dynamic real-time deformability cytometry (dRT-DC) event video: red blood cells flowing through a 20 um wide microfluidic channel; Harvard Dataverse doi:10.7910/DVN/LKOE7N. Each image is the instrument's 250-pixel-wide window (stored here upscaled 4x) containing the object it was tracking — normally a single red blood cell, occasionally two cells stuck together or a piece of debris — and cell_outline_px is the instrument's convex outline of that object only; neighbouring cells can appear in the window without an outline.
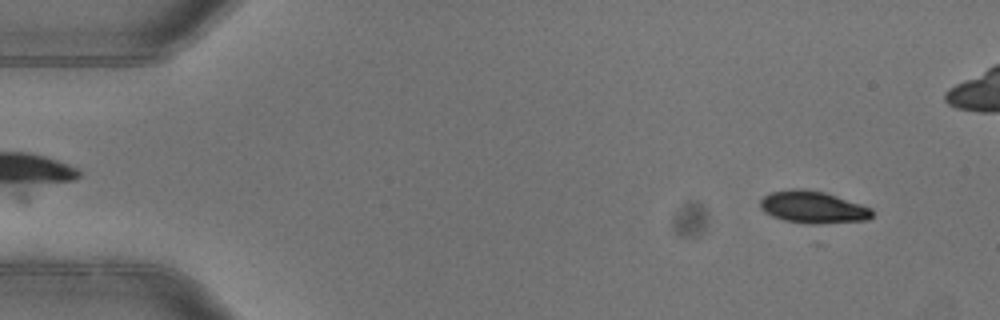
{"species": "common noctule bat (a hibernating species)", "species_latin": "Nyctalus noctula", "temperature_condition": "warm", "stored_images_in_passage": 4, "camera_frame_rate_fps": 3000, "um_per_image_px": 0.085, "animal": {"sex": "female"}, "frame": {"image": 1, "passage_image": 1, "time_ms": 0.0, "image_size_px": [1000, 320], "cell_outline_px": [[872, 216], [868, 220], [816, 224], [808, 224], [784, 220], [772, 216], [764, 212], [760, 208], [760, 200], [764, 196], [772, 192], [788, 188], [804, 188], [824, 192], [872, 208]], "centroid_in_image_um": [69.07, 17.6], "position_along_channel_um": 15.9, "area_um2": 21.04}}
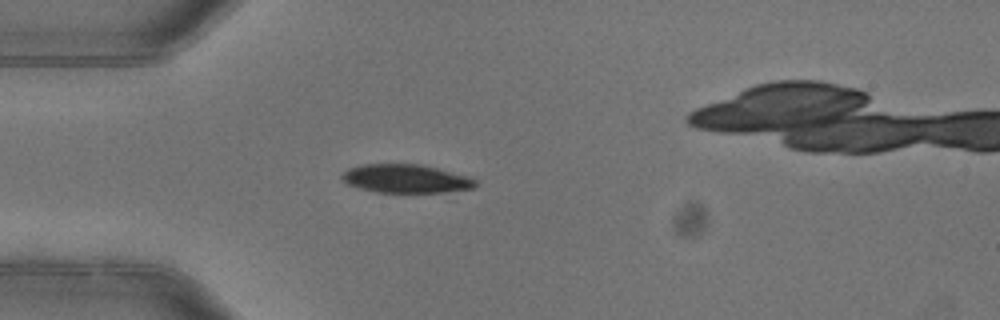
{"frame": {"image": 2, "passage_image": 3, "time_ms": 0.667, "image_size_px": [1000, 320], "cell_outline_px": [[476, 188], [444, 192], [376, 192], [344, 184], [340, 176], [348, 168], [364, 164], [420, 164], [468, 176], [476, 180]], "centroid_in_image_um": [34.47, 15.19], "position_along_channel_um": 50.5, "area_um2": 22.2}}